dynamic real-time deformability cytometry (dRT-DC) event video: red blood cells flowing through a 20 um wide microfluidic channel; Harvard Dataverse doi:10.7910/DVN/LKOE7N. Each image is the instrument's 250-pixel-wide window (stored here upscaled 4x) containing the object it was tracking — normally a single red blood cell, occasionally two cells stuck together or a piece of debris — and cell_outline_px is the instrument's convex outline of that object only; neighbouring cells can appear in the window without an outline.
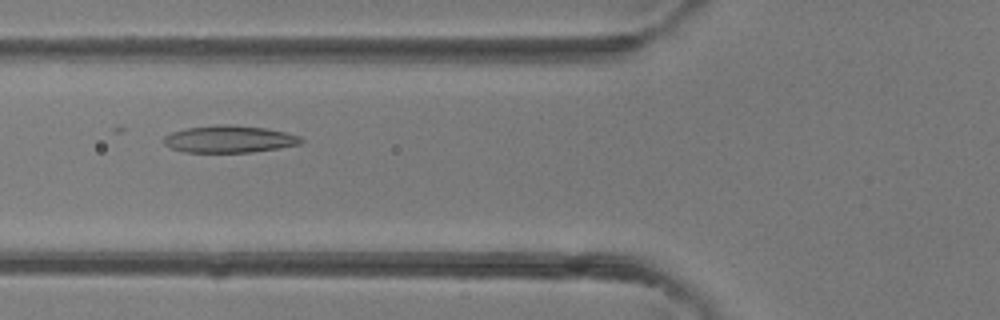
{"species": "common noctule bat (a hibernating species)", "species_latin": "Nyctalus noctula", "temperature_condition": "room temperature", "stored_images_in_passage": 38, "camera_frame_rate_fps": 3000, "um_per_image_px": 0.085, "animal": {"sex": "female"}, "frame": {"image": 1, "passage_image": 12, "time_ms": 3.667, "image_size_px": [1000, 320], "cell_outline_px": [[304, 140], [300, 144], [252, 152], [184, 152], [172, 148], [164, 144], [164, 136], [172, 132], [188, 128], [216, 124], [228, 124], [264, 128], [284, 132], [300, 136]], "centroid_in_image_um": [19.48, 11.82], "position_along_channel_um": 106.3, "area_um2": 21.5}}
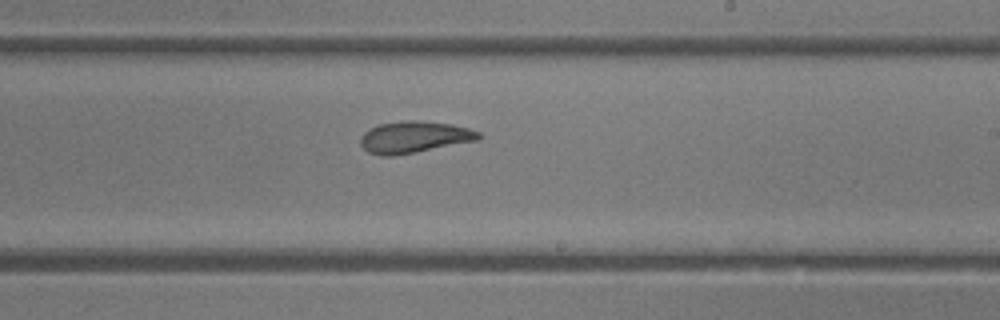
{"frame": {"image": 2, "passage_image": 21, "time_ms": 6.667, "image_size_px": [1000, 320], "cell_outline_px": [[480, 140], [392, 156], [380, 156], [368, 152], [360, 144], [360, 140], [364, 132], [376, 124], [404, 120], [420, 120], [452, 124], [468, 128], [480, 132]], "centroid_in_image_um": [35.19, 11.64], "position_along_channel_um": 253.8, "area_um2": 21.91}}
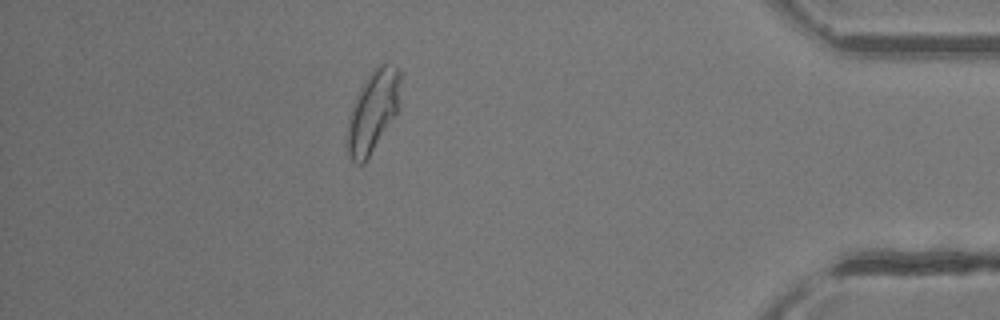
{"frame": {"image": 3, "passage_image": 33, "time_ms": 10.667, "image_size_px": [1000, 320], "cell_outline_px": [[404, 72], [396, 112], [364, 164], [356, 164], [348, 156], [348, 116], [356, 96], [364, 80], [372, 68], [380, 64], [384, 64], [396, 68]], "centroid_in_image_um": [31.7, 9.4], "position_along_channel_um": 403.5, "area_um2": 25.03}}